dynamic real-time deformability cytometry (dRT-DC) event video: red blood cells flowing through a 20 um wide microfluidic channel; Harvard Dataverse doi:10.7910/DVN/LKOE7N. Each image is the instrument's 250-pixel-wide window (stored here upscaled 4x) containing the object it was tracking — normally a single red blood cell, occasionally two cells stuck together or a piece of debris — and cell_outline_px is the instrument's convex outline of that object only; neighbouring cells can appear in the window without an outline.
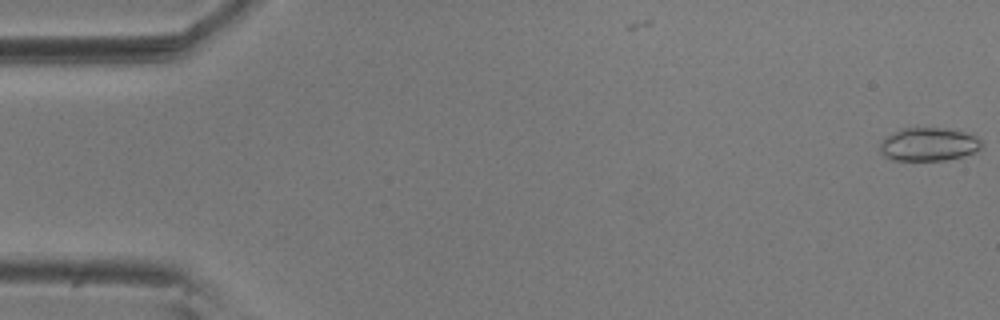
{"species": "common noctule bat (a hibernating species)", "species_latin": "Nyctalus noctula", "temperature_condition": "room temperature", "stored_images_in_passage": 56, "camera_frame_rate_fps": 3000, "um_per_image_px": 0.085, "animal": {"sex": "male", "body_mass_g": 20.5, "forearm_length_mm": 52.5}, "frame": {"image": 1, "passage_image": 1, "time_ms": 0.0, "image_size_px": [1000, 320], "cell_outline_px": [[984, 148], [976, 152], [964, 156], [944, 160], [892, 160], [884, 156], [880, 152], [880, 144], [888, 136], [900, 128], [948, 128], [964, 132], [976, 136], [984, 140]], "centroid_in_image_um": [79.02, 12.27], "position_along_channel_um": 6.0, "area_um2": 20.0}}
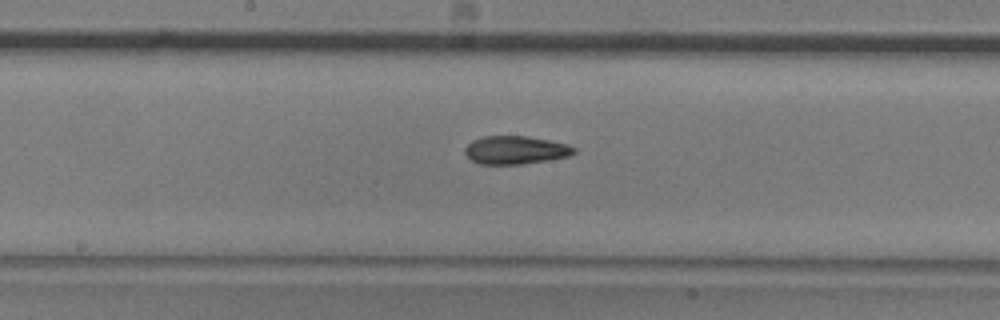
{"frame": {"image": 2, "passage_image": 29, "time_ms": 9.333, "image_size_px": [1000, 320], "cell_outline_px": [[576, 152], [568, 156], [548, 160], [520, 164], [480, 164], [472, 160], [464, 152], [464, 148], [472, 140], [484, 136], [528, 136], [568, 144], [576, 148]], "centroid_in_image_um": [43.82, 12.75], "position_along_channel_um": 204.4, "area_um2": 17.86}}
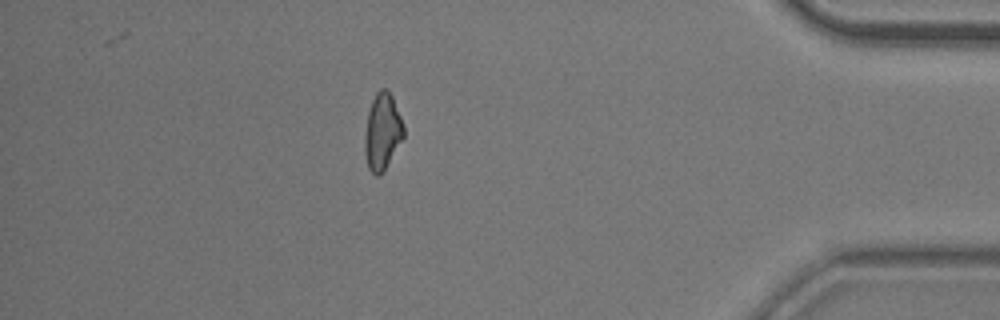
{"frame": {"image": 3, "passage_image": 49, "time_ms": 16.0, "image_size_px": [1000, 320], "cell_outline_px": [[404, 136], [384, 172], [380, 176], [376, 176], [368, 168], [364, 152], [364, 136], [368, 112], [372, 100], [376, 92], [380, 88], [388, 88], [392, 96], [404, 124]], "centroid_in_image_um": [32.5, 11.2], "position_along_channel_um": 402.7, "area_um2": 17.63}, "authors_computed_cell_mechanics": {"area_um2": 17.8313, "velocity_mm_per_s": 3.6259, "shape_relaxation_time_tau1_ms": 7.6049, "shape_relaxation_time_tau2_ms": 3.4124, "deformation_change_tau1": 0.1964, "deformation_change_tau2": 0.096}}